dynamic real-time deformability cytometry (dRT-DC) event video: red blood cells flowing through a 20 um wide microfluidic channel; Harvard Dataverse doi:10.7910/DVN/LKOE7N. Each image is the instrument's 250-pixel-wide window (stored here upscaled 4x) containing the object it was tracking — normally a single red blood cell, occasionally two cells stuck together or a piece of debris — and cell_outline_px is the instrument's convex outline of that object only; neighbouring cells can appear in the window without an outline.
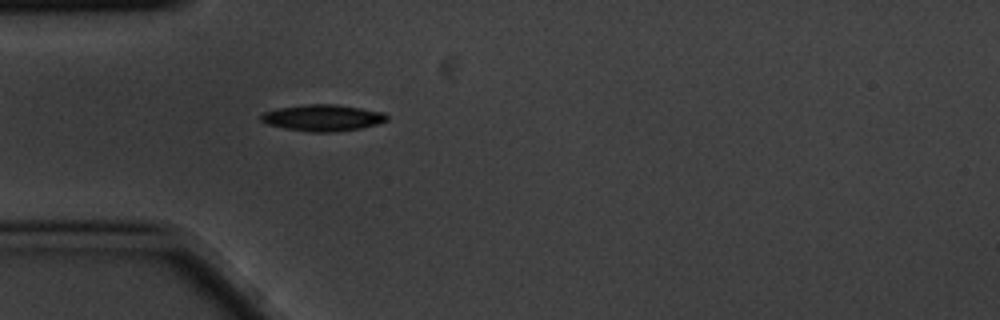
{"species": "common noctule bat (a hibernating species)", "species_latin": "Nyctalus noctula", "temperature_condition": "cold", "stored_images_in_passage": 3, "camera_frame_rate_fps": 3000, "um_per_image_px": 0.085, "animal": {"sex": "male", "body_mass_g": 20.1, "forearm_length_mm": 53.5}, "frame": {"image": 1, "passage_image": 3, "time_ms": 0.667, "image_size_px": [1000, 320], "cell_outline_px": [[388, 120], [376, 124], [360, 128], [332, 132], [308, 132], [284, 128], [268, 124], [260, 120], [260, 112], [276, 108], [304, 104], [336, 104], [384, 112], [388, 116]], "centroid_in_image_um": [27.38, 10.0], "position_along_channel_um": 57.6, "area_um2": 19.54}}